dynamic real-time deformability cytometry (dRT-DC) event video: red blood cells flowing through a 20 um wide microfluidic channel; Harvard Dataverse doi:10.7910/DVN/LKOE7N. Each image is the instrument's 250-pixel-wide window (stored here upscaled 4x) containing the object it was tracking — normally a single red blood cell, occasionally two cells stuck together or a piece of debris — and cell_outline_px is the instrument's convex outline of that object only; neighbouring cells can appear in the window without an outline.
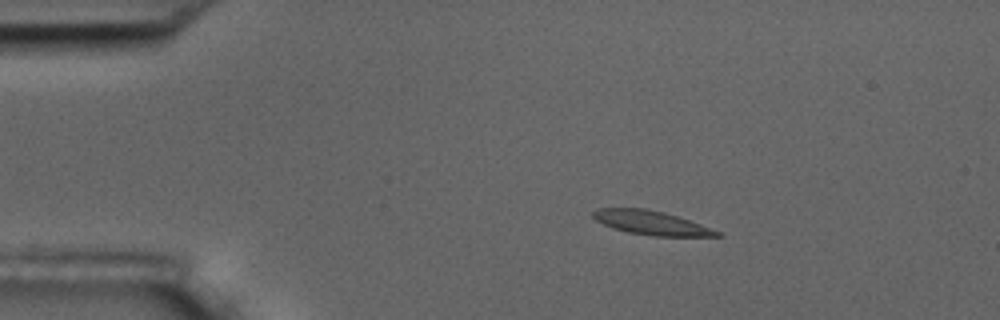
{"species": "common noctule bat (a hibernating species)", "species_latin": "Nyctalus noctula", "temperature_condition": "room temperature", "stored_images_in_passage": 6, "camera_frame_rate_fps": 3000, "um_per_image_px": 0.085, "animal": {"sex": "male", "body_mass_g": 17.5, "forearm_length_mm": 52.3}, "frame": {"image": 1, "passage_image": 4, "time_ms": 3.333, "image_size_px": [1000, 320], "cell_outline_px": [[724, 236], [656, 236], [628, 232], [612, 228], [596, 220], [592, 216], [592, 212], [600, 208], [644, 208], [664, 212], [700, 224], [720, 232]], "centroid_in_image_um": [55.33, 18.93], "position_along_channel_um": 29.7, "area_um2": 17.05}}